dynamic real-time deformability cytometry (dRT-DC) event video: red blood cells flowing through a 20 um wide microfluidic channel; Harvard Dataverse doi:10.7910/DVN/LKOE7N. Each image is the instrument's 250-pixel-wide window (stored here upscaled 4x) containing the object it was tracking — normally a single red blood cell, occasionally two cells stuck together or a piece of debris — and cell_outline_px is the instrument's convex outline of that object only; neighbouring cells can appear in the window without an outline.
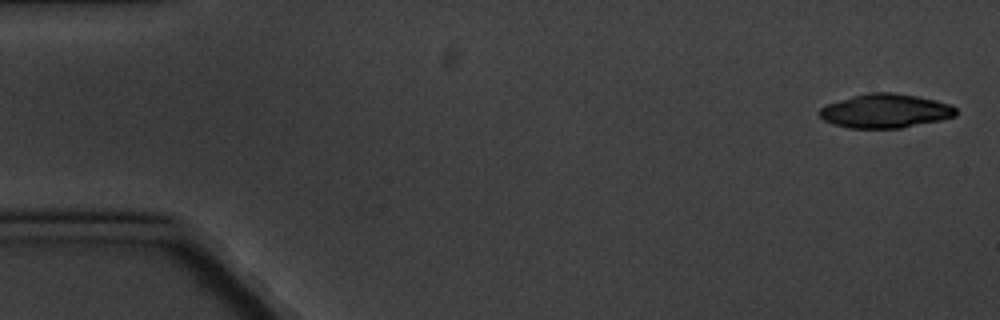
{"species": "common noctule bat (a hibernating species)", "species_latin": "Nyctalus noctula", "temperature_condition": "cold", "stored_images_in_passage": 6, "segment_of_instrument_passage": [1, 2], "camera_frame_rate_fps": 3000, "um_per_image_px": 0.085, "animal": {"sex": "male", "body_mass_g": 20.1, "forearm_length_mm": 53.5}, "frame": {"image": 1, "passage_image": 1, "time_ms": 0.0, "image_size_px": [1000, 320], "cell_outline_px": [[956, 116], [940, 120], [900, 128], [848, 128], [832, 124], [824, 120], [820, 116], [820, 108], [828, 104], [852, 96], [868, 92], [892, 92], [916, 96], [936, 100], [952, 104], [956, 108]], "centroid_in_image_um": [75.27, 9.43], "position_along_channel_um": 9.7, "area_um2": 26.99}}